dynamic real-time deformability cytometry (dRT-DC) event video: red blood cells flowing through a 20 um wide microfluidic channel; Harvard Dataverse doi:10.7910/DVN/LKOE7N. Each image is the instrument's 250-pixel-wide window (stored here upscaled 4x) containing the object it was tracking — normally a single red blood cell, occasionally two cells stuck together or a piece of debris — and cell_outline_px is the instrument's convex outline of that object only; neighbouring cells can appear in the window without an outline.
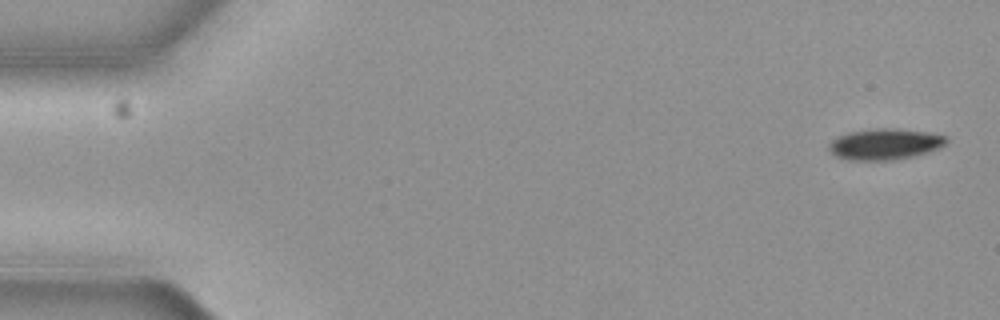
{"species": "common noctule bat (a hibernating species)", "species_latin": "Nyctalus noctula", "temperature_condition": "cold", "stored_images_in_passage": 5, "camera_frame_rate_fps": 3000, "um_per_image_px": 0.085, "animal": {"sex": "female", "body_mass_g": 19.3, "forearm_length_mm": 54.1}, "frame": {"image": 1, "passage_image": 1, "time_ms": 0.0, "image_size_px": [1000, 320], "cell_outline_px": [[948, 140], [944, 144], [928, 152], [912, 156], [892, 160], [848, 160], [836, 156], [828, 148], [828, 144], [836, 136], [848, 132], [876, 128], [896, 128], [928, 132], [948, 136]], "centroid_in_image_um": [75.19, 12.24], "position_along_channel_um": 9.8, "area_um2": 21.27}}
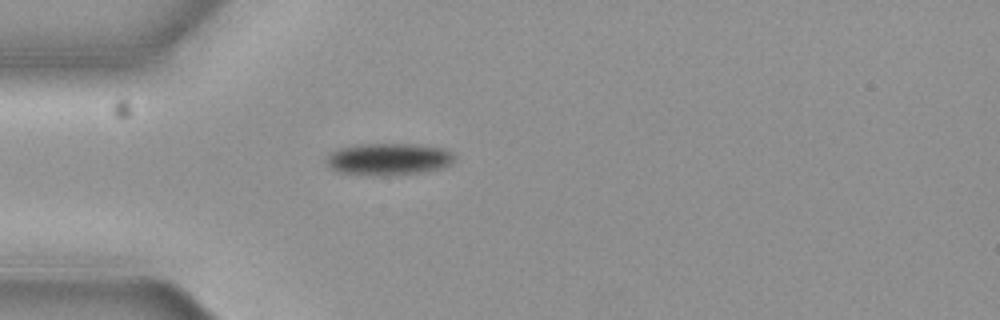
{"frame": {"image": 2, "passage_image": 4, "time_ms": 1.0, "image_size_px": [1000, 320], "cell_outline_px": [[456, 156], [448, 164], [440, 168], [420, 172], [380, 176], [340, 172], [332, 168], [328, 164], [328, 156], [332, 152], [340, 148], [356, 144], [412, 144], [444, 148], [452, 152]], "centroid_in_image_um": [33.04, 13.51], "position_along_channel_um": 52.0, "area_um2": 23.47}}